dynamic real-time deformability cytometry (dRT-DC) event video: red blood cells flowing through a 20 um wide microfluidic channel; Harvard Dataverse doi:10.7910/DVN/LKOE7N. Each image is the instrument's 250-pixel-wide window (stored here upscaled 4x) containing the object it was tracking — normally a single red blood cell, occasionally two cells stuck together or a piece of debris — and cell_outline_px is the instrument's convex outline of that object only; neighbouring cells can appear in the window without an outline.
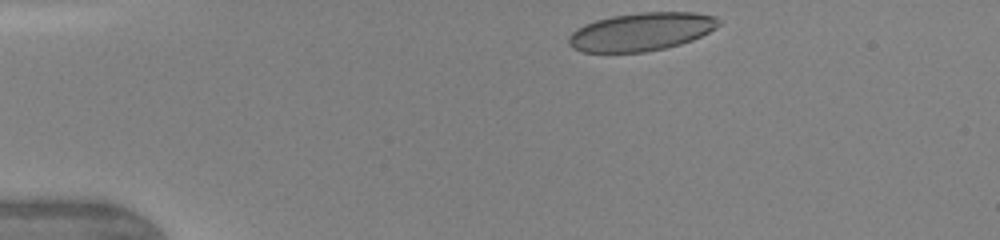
{"species": "human", "species_latin": "Homo sapiens", "temperature_condition": "warm", "stored_images_in_passage": 8, "camera_frame_rate_fps": 3000, "um_per_image_px": 0.085, "donor": {"sex": "female"}, "frame": {"image": 1, "passage_image": 1, "time_ms": 0.0, "image_size_px": [1000, 240], "cell_outline_px": [[720, 24], [716, 28], [692, 40], [680, 44], [664, 48], [644, 52], [580, 52], [572, 48], [568, 44], [568, 36], [576, 28], [584, 24], [596, 20], [612, 16], [640, 12], [696, 12], [716, 16], [720, 20]], "centroid_in_image_um": [54.49, 2.69], "position_along_channel_um": 30.5, "area_um2": 33.52}}
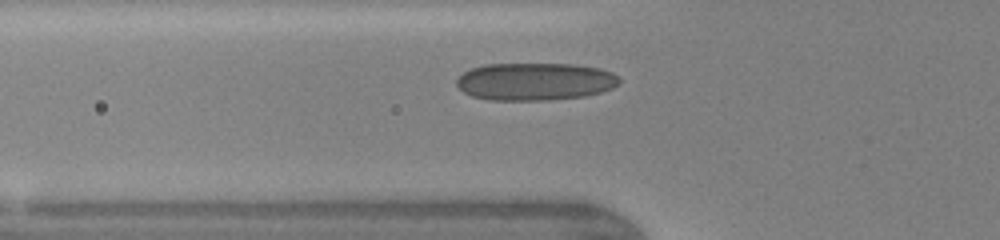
{"frame": {"image": 2, "passage_image": 7, "time_ms": 2.667, "image_size_px": [1000, 240], "cell_outline_px": [[620, 84], [612, 88], [600, 92], [584, 96], [548, 100], [488, 100], [472, 96], [464, 92], [456, 84], [456, 80], [464, 72], [472, 68], [484, 64], [572, 64], [600, 68], [612, 72], [620, 80]], "centroid_in_image_um": [45.47, 6.93], "position_along_channel_um": 80.3, "area_um2": 35.66}}